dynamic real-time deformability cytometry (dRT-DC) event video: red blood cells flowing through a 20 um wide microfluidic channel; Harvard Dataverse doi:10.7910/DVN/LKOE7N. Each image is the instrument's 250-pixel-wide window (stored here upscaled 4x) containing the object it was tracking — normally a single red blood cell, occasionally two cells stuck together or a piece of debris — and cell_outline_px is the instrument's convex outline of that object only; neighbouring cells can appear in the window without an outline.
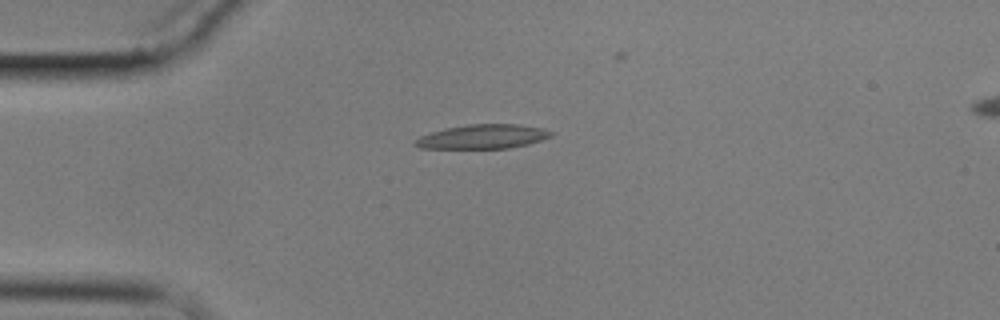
{"species": "common noctule bat (a hibernating species)", "species_latin": "Nyctalus noctula", "temperature_condition": "cold", "stored_images_in_passage": 6, "camera_frame_rate_fps": 3000, "um_per_image_px": 0.085, "animal": {"sex": "male", "body_mass_g": 17.9}, "frame": {"image": 1, "passage_image": 5, "time_ms": 4.667, "image_size_px": [1000, 320], "cell_outline_px": [[556, 132], [552, 136], [528, 144], [508, 148], [420, 148], [412, 144], [420, 136], [432, 132], [448, 128], [468, 124], [516, 124], [544, 128]], "centroid_in_image_um": [41.08, 11.61], "position_along_channel_um": 43.9, "area_um2": 19.07}}